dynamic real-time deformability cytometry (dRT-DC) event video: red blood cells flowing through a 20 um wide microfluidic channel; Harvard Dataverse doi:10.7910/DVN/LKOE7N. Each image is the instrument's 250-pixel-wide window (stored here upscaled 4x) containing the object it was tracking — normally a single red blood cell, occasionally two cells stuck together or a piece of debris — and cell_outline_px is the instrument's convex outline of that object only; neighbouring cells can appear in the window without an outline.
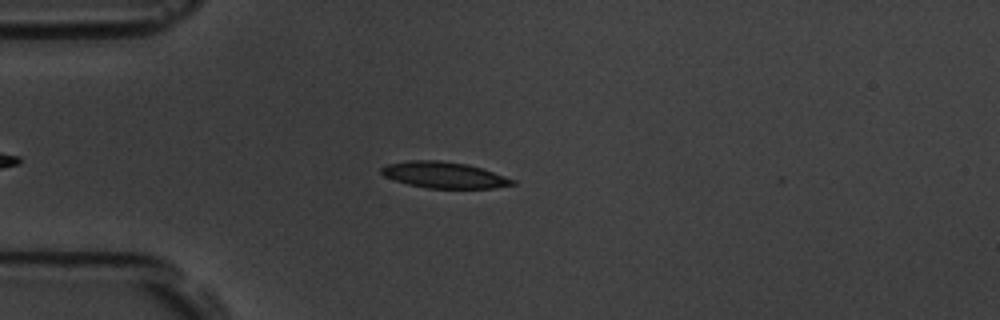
{"species": "common noctule bat (a hibernating species)", "species_latin": "Nyctalus noctula", "temperature_condition": "room temperature", "stored_images_in_passage": 48, "camera_frame_rate_fps": 3000, "um_per_image_px": 0.085, "animal": {"sex": "male", "body_mass_g": 19.5, "forearm_length_mm": 54.6}, "frame": {"image": 1, "passage_image": 11, "time_ms": 3.333, "image_size_px": [1000, 320], "cell_outline_px": [[516, 184], [492, 188], [428, 188], [408, 184], [384, 176], [380, 172], [380, 168], [388, 164], [408, 160], [436, 160], [468, 164], [516, 180]], "centroid_in_image_um": [37.73, 14.87], "position_along_channel_um": 47.3, "area_um2": 19.83}}
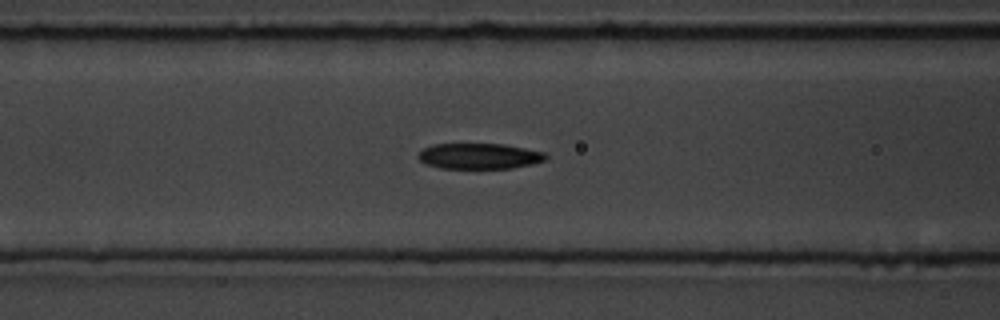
{"frame": {"image": 2, "passage_image": 19, "time_ms": 6.0, "image_size_px": [1000, 320], "cell_outline_px": [[548, 156], [544, 160], [532, 164], [512, 168], [440, 168], [428, 164], [420, 160], [416, 156], [424, 148], [432, 144], [504, 144], [544, 152]], "centroid_in_image_um": [40.73, 13.26], "position_along_channel_um": 125.9, "area_um2": 18.96}}
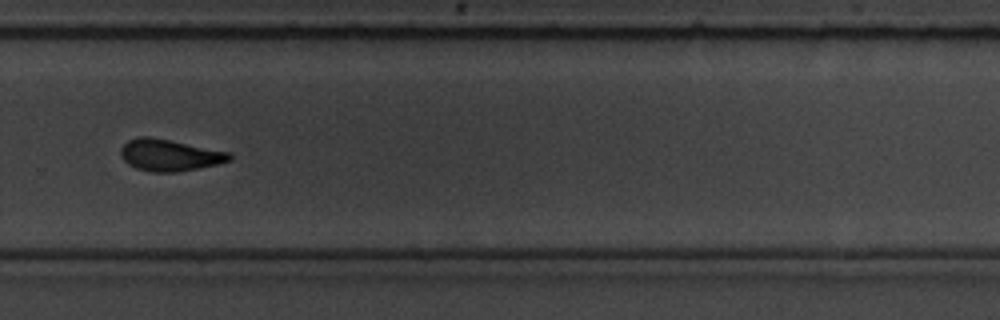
{"frame": {"image": 3, "passage_image": 35, "time_ms": 11.333, "image_size_px": [1000, 320], "cell_outline_px": [[232, 160], [220, 164], [176, 172], [152, 172], [136, 168], [128, 164], [120, 156], [120, 148], [128, 140], [140, 136], [148, 136], [232, 152]], "centroid_in_image_um": [14.43, 13.19], "position_along_channel_um": 315.4, "area_um2": 20.23}}